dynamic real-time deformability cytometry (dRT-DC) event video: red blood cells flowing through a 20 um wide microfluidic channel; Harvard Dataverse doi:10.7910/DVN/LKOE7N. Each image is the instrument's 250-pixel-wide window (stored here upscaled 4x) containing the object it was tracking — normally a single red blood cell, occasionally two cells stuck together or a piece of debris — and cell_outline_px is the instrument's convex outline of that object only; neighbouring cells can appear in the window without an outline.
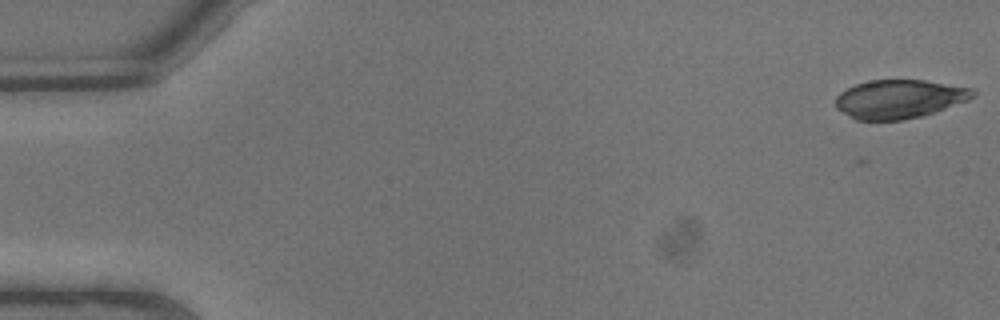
{"species": "common noctule bat (a hibernating species)", "species_latin": "Nyctalus noctula", "temperature_condition": "warm", "stored_images_in_passage": 9, "camera_frame_rate_fps": 3000, "um_per_image_px": 0.085, "animal": {"sex": "male", "body_mass_g": 13.3}, "frame": {"image": 1, "passage_image": 1, "time_ms": 0.0, "image_size_px": [1000, 320], "cell_outline_px": [[976, 96], [968, 100], [936, 112], [904, 120], [856, 120], [836, 108], [836, 96], [840, 92], [856, 84], [872, 80], [924, 80], [976, 88]], "centroid_in_image_um": [76.49, 8.41], "position_along_channel_um": 8.5, "area_um2": 31.1}}
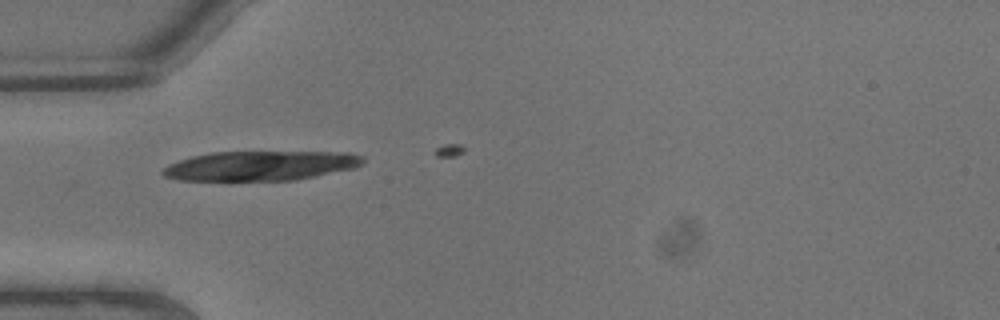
{"frame": {"image": 2, "passage_image": 7, "time_ms": 2.0, "image_size_px": [1000, 320], "cell_outline_px": [[364, 164], [356, 168], [296, 180], [228, 184], [176, 180], [164, 176], [160, 172], [168, 164], [192, 156], [212, 152], [352, 152], [364, 156]], "centroid_in_image_um": [22.09, 14.15], "position_along_channel_um": 62.9, "area_um2": 36.47}}